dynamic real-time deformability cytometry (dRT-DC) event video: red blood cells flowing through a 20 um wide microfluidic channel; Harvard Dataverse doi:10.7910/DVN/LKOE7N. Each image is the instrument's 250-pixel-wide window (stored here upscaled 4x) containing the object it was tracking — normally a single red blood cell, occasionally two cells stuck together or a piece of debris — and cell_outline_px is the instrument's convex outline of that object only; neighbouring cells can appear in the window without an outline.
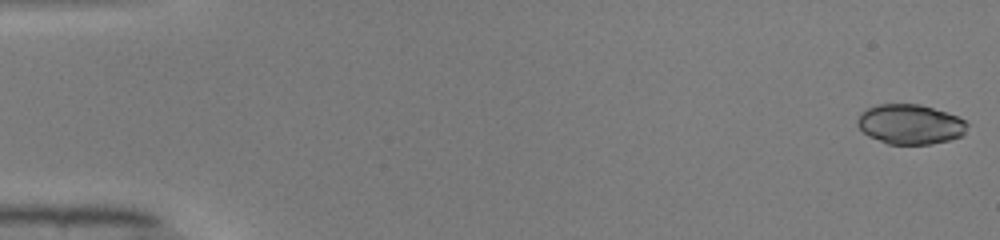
{"species": "common noctule bat (a hibernating species)", "species_latin": "Nyctalus noctula", "temperature_condition": "warm", "stored_images_in_passage": 50, "camera_frame_rate_fps": 3000, "um_per_image_px": 0.085, "animal": {"sex": "male", "body_mass_g": 19.0, "forearm_length_mm": 50.8}, "frame": {"image": 1, "passage_image": 1, "time_ms": 0.0, "image_size_px": [1000, 240], "cell_outline_px": [[968, 124], [964, 132], [960, 136], [948, 140], [932, 144], [888, 144], [868, 136], [856, 124], [856, 120], [860, 112], [868, 108], [880, 104], [920, 104], [956, 116], [964, 120]], "centroid_in_image_um": [77.32, 10.56], "position_along_channel_um": 7.7, "area_um2": 25.32}}
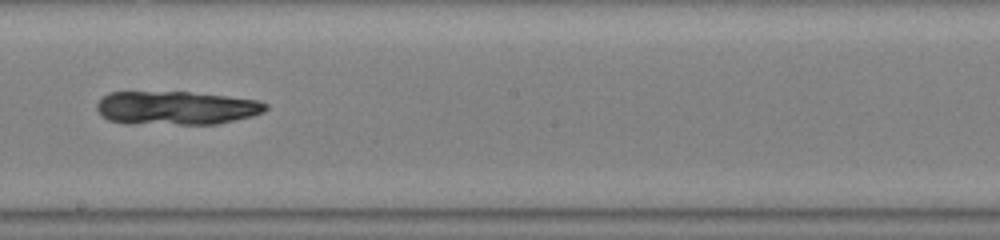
{"frame": {"image": 2, "passage_image": 29, "time_ms": 9.333, "image_size_px": [1000, 240], "cell_outline_px": [[268, 108], [264, 112], [252, 116], [216, 124], [128, 124], [108, 120], [100, 116], [96, 108], [96, 104], [108, 92], [188, 92], [228, 96], [260, 100], [268, 104]], "centroid_in_image_um": [14.97, 9.18], "position_along_channel_um": 233.2, "area_um2": 33.41}}
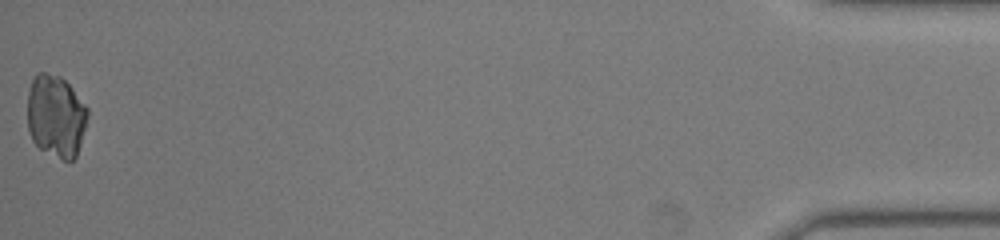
{"frame": {"image": 3, "passage_image": 50, "time_ms": 16.333, "image_size_px": [1000, 240], "cell_outline_px": [[88, 116], [80, 144], [76, 156], [72, 160], [64, 160], [40, 148], [32, 140], [28, 128], [28, 92], [32, 80], [36, 72], [44, 72], [60, 76], [72, 88], [88, 108]], "centroid_in_image_um": [4.74, 9.84], "position_along_channel_um": 430.5, "area_um2": 28.73}}